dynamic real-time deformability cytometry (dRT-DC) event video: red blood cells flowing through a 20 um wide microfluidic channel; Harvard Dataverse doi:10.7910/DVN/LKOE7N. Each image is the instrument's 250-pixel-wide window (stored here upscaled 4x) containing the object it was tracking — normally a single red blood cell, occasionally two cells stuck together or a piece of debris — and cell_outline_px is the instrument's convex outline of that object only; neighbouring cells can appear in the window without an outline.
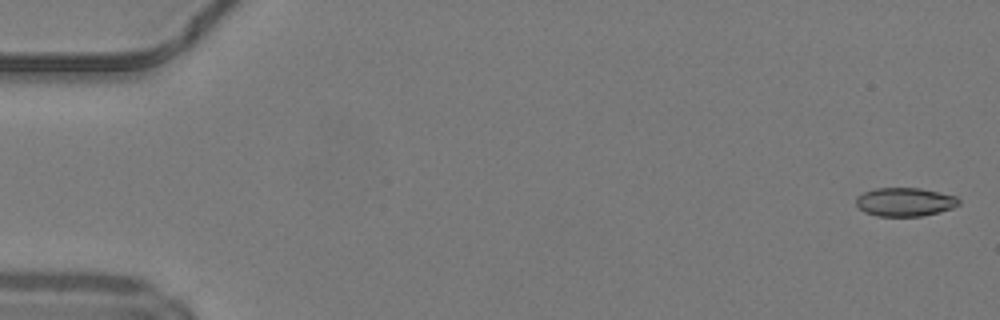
{"species": "common noctule bat (a hibernating species)", "species_latin": "Nyctalus noctula", "temperature_condition": "warm", "stored_images_in_passage": 50, "camera_frame_rate_fps": 3000, "um_per_image_px": 0.085, "animal": {"sex": "male", "body_mass_g": 19.2, "forearm_length_mm": 51.8}, "frame": {"image": 1, "passage_image": 2, "time_ms": 0.333, "image_size_px": [1000, 320], "cell_outline_px": [[960, 204], [952, 208], [920, 216], [876, 216], [864, 212], [856, 204], [856, 196], [864, 192], [876, 188], [920, 188], [956, 196], [960, 200]], "centroid_in_image_um": [76.89, 17.16], "position_along_channel_um": 8.1, "area_um2": 17.05}}
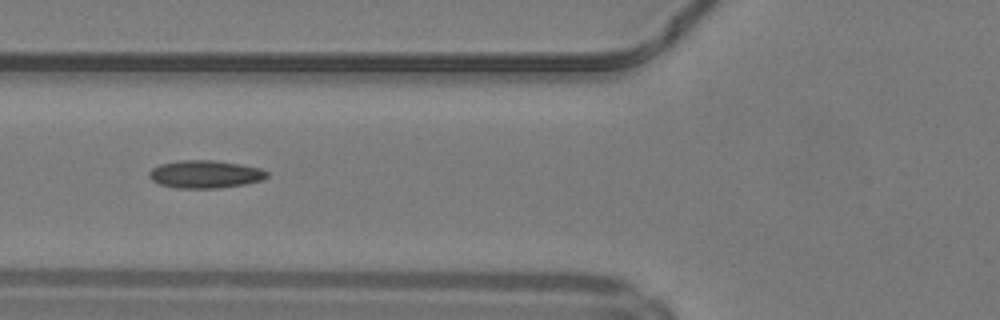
{"frame": {"image": 2, "passage_image": 20, "time_ms": 6.333, "image_size_px": [1000, 320], "cell_outline_px": [[268, 176], [260, 180], [244, 184], [220, 188], [176, 188], [160, 184], [152, 180], [148, 176], [148, 172], [152, 168], [160, 164], [180, 160], [216, 160], [240, 164], [260, 168], [268, 172]], "centroid_in_image_um": [17.41, 14.8], "position_along_channel_um": 108.4, "area_um2": 19.07}}
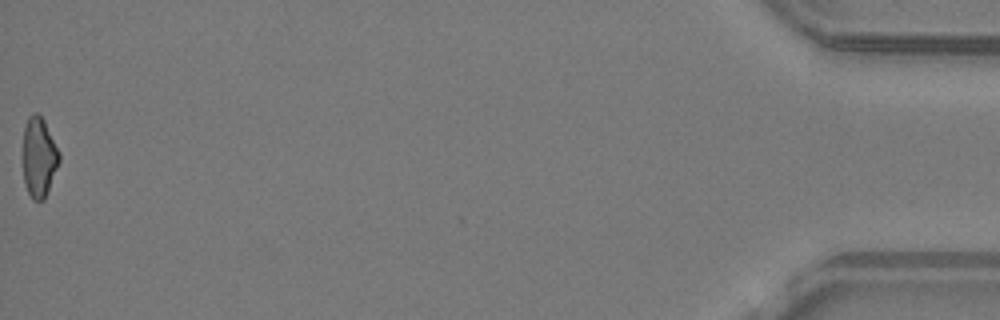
{"frame": {"image": 3, "passage_image": 50, "time_ms": 16.333, "image_size_px": [1000, 320], "cell_outline_px": [[60, 160], [48, 192], [44, 200], [32, 200], [28, 192], [24, 180], [20, 156], [24, 128], [28, 116], [32, 112], [36, 112], [44, 120], [60, 152]], "centroid_in_image_um": [3.27, 13.35], "position_along_channel_um": 431.9, "area_um2": 17.57}, "authors_computed_cell_mechanics": {"area_um2": 17.8024, "velocity_mm_per_s": 4.2662, "shape_relaxation_time_tau1_ms": null, "shape_relaxation_time_tau2_ms": 5.0459, "deformation_change_tau1": null, "deformation_change_tau2": 0.1311}}